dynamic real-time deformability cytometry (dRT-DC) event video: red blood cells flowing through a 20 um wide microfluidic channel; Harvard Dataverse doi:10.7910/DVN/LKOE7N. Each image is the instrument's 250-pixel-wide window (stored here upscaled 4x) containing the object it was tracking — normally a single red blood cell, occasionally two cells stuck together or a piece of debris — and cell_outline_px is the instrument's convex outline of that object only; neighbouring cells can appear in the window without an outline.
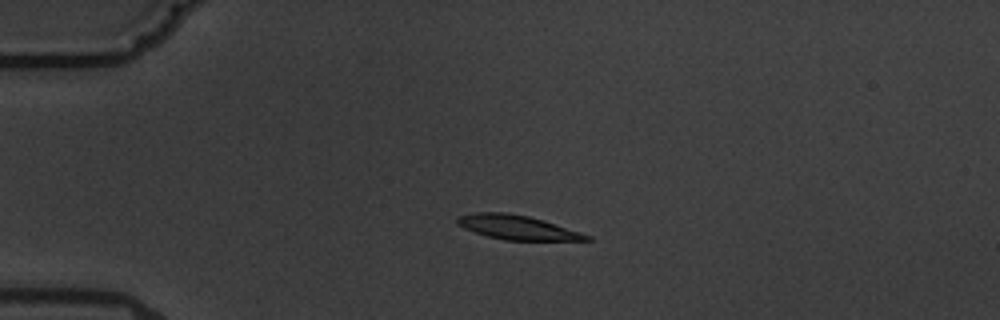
{"species": "common noctule bat (a hibernating species)", "species_latin": "Nyctalus noctula", "temperature_condition": "warm", "stored_images_in_passage": 3, "camera_frame_rate_fps": 3000, "um_per_image_px": 0.085, "animal": {"sex": "male", "body_mass_g": 19.5, "forearm_length_mm": 54.6}, "frame": {"image": 1, "passage_image": 2, "time_ms": 1.333, "image_size_px": [1000, 320], "cell_outline_px": [[592, 240], [504, 240], [488, 236], [464, 228], [456, 224], [456, 220], [460, 216], [476, 212], [504, 212], [528, 216], [544, 220], [592, 236]], "centroid_in_image_um": [43.97, 19.32], "position_along_channel_um": 41.0, "area_um2": 18.09}}